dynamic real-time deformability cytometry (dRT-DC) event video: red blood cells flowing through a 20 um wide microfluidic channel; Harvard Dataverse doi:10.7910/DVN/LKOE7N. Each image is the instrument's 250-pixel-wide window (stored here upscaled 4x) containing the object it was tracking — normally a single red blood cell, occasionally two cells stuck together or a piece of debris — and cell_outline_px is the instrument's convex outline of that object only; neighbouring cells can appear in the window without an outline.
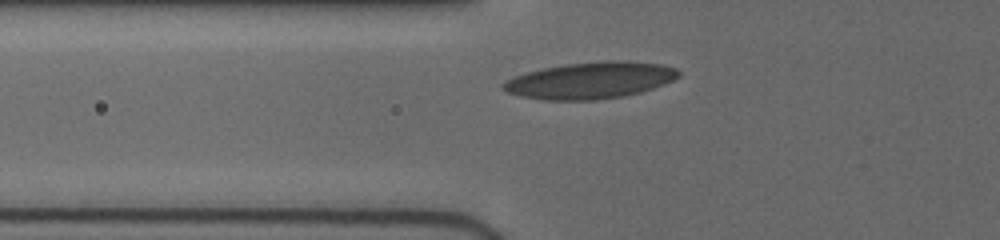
{"species": "human", "species_latin": "Homo sapiens", "temperature_condition": "cold", "stored_images_in_passage": 40, "camera_frame_rate_fps": 3000, "um_per_image_px": 0.085, "donor": {"sex": "female"}, "frame": {"image": 1, "passage_image": 2, "time_ms": 0.333, "image_size_px": [1000, 240], "cell_outline_px": [[680, 76], [664, 84], [640, 92], [624, 96], [596, 100], [544, 100], [520, 96], [508, 92], [500, 88], [500, 84], [504, 80], [512, 76], [540, 68], [564, 64], [604, 60], [628, 60], [664, 64], [676, 68], [680, 72]], "centroid_in_image_um": [50.15, 6.82], "position_along_channel_um": 75.7, "area_um2": 38.03}}
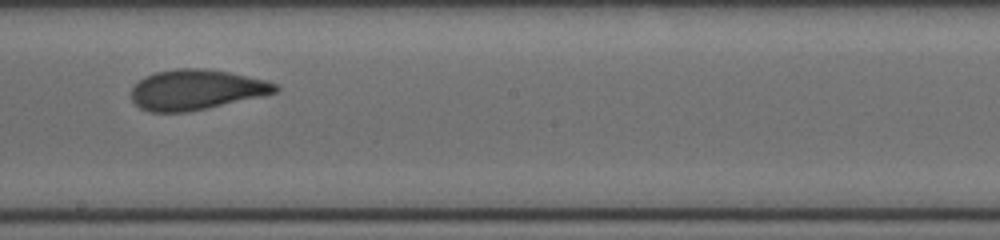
{"frame": {"image": 2, "passage_image": 19, "time_ms": 4.333, "image_size_px": [1000, 240], "cell_outline_px": [[280, 88], [276, 92], [260, 96], [208, 108], [188, 112], [148, 112], [140, 108], [132, 100], [132, 88], [144, 76], [156, 72], [176, 68], [200, 68], [228, 72], [264, 80], [276, 84]], "centroid_in_image_um": [16.64, 7.63], "position_along_channel_um": 231.6, "area_um2": 33.47}}
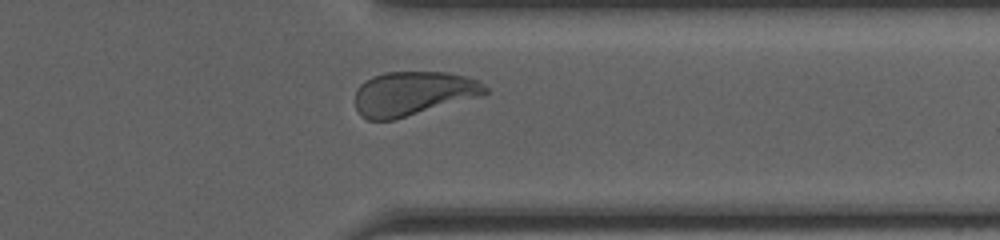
{"frame": {"image": 3, "passage_image": 34, "time_ms": 8.0, "image_size_px": [1000, 240], "cell_outline_px": [[488, 92], [484, 96], [396, 120], [368, 120], [360, 116], [356, 108], [356, 88], [364, 80], [372, 76], [384, 72], [448, 72], [464, 76], [476, 80], [484, 84], [488, 88]], "centroid_in_image_um": [35.13, 7.96], "position_along_channel_um": 376.3, "area_um2": 34.1}, "authors_computed_cell_mechanics": {"area_um2": 34.102, "velocity_mm_per_s": 3.9525, "shape_relaxation_time_tau1_ms": 3.8268, "shape_relaxation_time_tau2_ms": 0.8675, "deformation_change_tau1": 0.1461, "deformation_change_tau2": 0.0596}}